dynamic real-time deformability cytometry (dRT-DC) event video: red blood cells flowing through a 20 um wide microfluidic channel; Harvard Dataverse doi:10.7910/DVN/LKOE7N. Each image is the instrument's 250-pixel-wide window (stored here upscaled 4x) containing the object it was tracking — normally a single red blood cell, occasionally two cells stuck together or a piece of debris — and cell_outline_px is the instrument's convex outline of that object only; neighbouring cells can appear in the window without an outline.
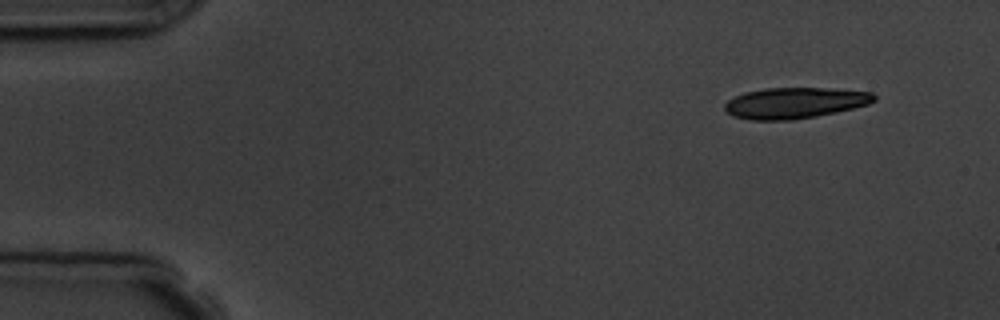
{"species": "common noctule bat (a hibernating species)", "species_latin": "Nyctalus noctula", "temperature_condition": "room temperature", "stored_images_in_passage": 14, "camera_frame_rate_fps": 3000, "um_per_image_px": 0.085, "animal": {"sex": "male", "body_mass_g": 19.5, "forearm_length_mm": 54.6}, "frame": {"image": 1, "passage_image": 1, "time_ms": 0.0, "image_size_px": [1000, 320], "cell_outline_px": [[876, 100], [868, 104], [852, 108], [816, 116], [792, 120], [752, 120], [732, 116], [724, 108], [724, 104], [728, 100], [744, 92], [764, 88], [824, 88], [872, 92], [876, 96]], "centroid_in_image_um": [67.53, 8.75], "position_along_channel_um": 17.5, "area_um2": 26.82}, "authors_computed_cell_mechanics": {"area_um2": 16.1262, "velocity_mm_per_s": 3.7046, "shape_relaxation_time_tau1_ms": 1.6172, "shape_relaxation_time_tau2_ms": null, "deformation_change_tau1": 0.0867, "deformation_change_tau2": null}}